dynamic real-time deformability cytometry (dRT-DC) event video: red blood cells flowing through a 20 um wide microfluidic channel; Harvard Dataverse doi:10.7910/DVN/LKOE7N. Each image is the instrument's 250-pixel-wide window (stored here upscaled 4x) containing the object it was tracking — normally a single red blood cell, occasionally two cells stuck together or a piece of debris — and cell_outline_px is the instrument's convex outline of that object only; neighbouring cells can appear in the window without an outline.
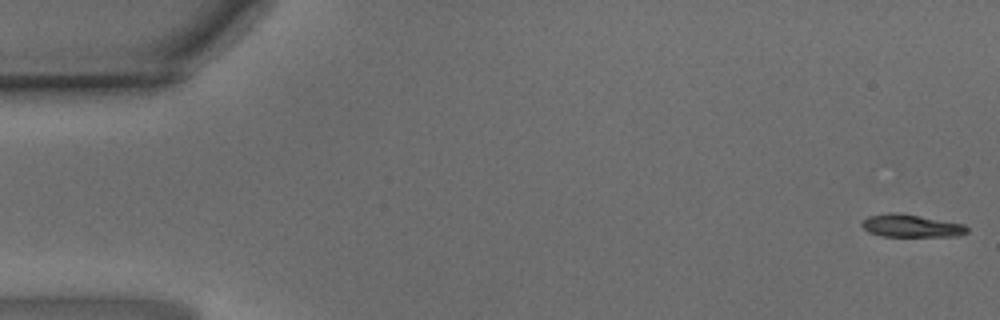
{"species": "common noctule bat (a hibernating species)", "species_latin": "Nyctalus noctula", "temperature_condition": "warm", "stored_images_in_passage": 66, "camera_frame_rate_fps": 3000, "um_per_image_px": 0.085, "animal": {"sex": "male", "body_mass_g": 15.6}, "frame": {"image": 1, "passage_image": 1, "time_ms": 0.0, "image_size_px": [1000, 320], "cell_outline_px": [[968, 232], [960, 236], [884, 236], [868, 232], [860, 224], [868, 216], [888, 212], [900, 212], [964, 224], [968, 228]], "centroid_in_image_um": [77.45, 19.18], "position_along_channel_um": 7.5, "area_um2": 13.99}}
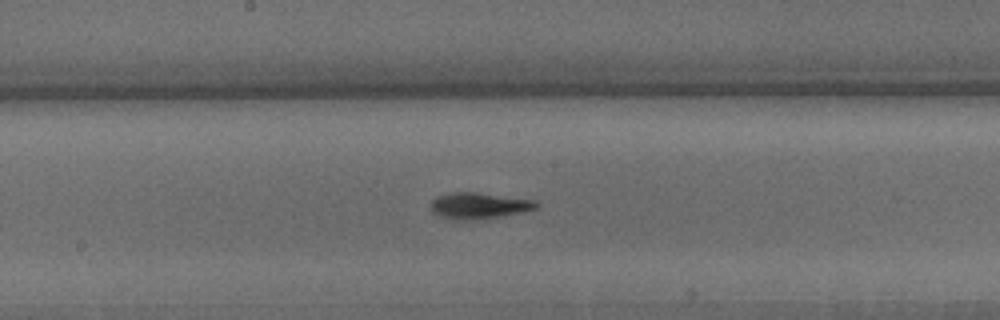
{"frame": {"image": 2, "passage_image": 34, "time_ms": 11.0, "image_size_px": [1000, 320], "cell_outline_px": [[540, 204], [536, 208], [524, 212], [468, 220], [452, 220], [432, 212], [432, 200], [436, 196], [452, 192], [476, 192], [536, 200]], "centroid_in_image_um": [40.72, 17.47], "position_along_channel_um": 207.5, "area_um2": 15.95}}
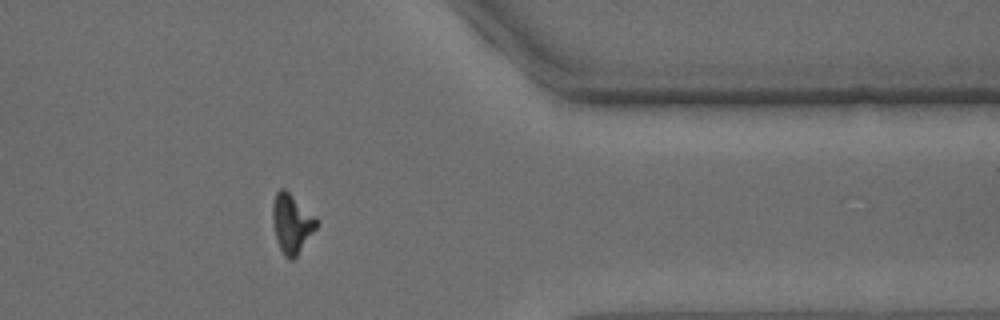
{"frame": {"image": 3, "passage_image": 53, "time_ms": 17.333, "image_size_px": [1000, 320], "cell_outline_px": [[320, 224], [296, 256], [292, 260], [288, 260], [284, 256], [276, 240], [272, 220], [272, 204], [276, 192], [280, 188], [284, 188], [316, 216]], "centroid_in_image_um": [24.8, 18.99], "position_along_channel_um": 386.6, "area_um2": 15.32}, "authors_computed_cell_mechanics": {"area_um2": 14.7679, "velocity_mm_per_s": 3.0901, "shape_relaxation_time_tau1_ms": 4.2847, "shape_relaxation_time_tau2_ms": 8.1621, "deformation_change_tau1": 0.1795, "deformation_change_tau2": 0.1412}}